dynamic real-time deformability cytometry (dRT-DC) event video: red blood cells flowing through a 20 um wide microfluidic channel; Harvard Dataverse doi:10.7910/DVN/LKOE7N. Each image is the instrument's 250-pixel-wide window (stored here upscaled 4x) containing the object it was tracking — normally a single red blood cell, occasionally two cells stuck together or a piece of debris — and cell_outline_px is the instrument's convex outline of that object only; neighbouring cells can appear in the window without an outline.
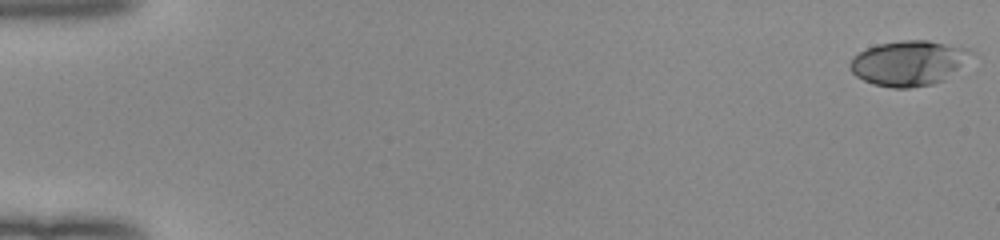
{"species": "human", "species_latin": "Homo sapiens", "temperature_condition": "room temperature", "stored_images_in_passage": 52, "camera_frame_rate_fps": 3000, "um_per_image_px": 0.085, "donor": {"sex": "female"}, "frame": {"image": 1, "passage_image": 1, "time_ms": 0.0, "image_size_px": [1000, 240], "cell_outline_px": [[972, 52], [944, 80], [932, 84], [908, 88], [892, 88], [872, 84], [856, 76], [852, 72], [848, 64], [852, 56], [876, 44], [900, 40], [928, 40], [968, 48]], "centroid_in_image_um": [77.14, 5.35], "position_along_channel_um": 7.9, "area_um2": 31.39}}
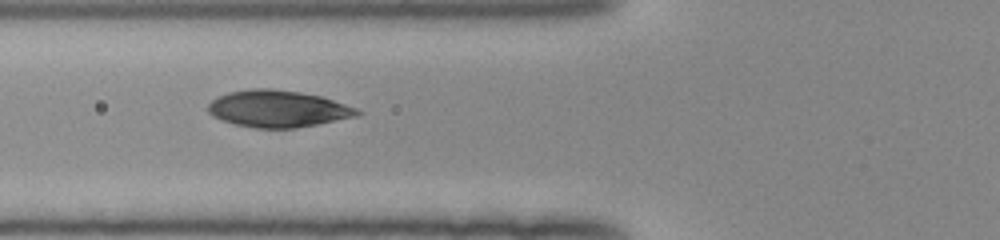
{"frame": {"image": 2, "passage_image": 21, "time_ms": 6.667, "image_size_px": [1000, 240], "cell_outline_px": [[364, 112], [356, 116], [296, 128], [256, 128], [236, 124], [212, 116], [208, 112], [208, 104], [212, 100], [228, 92], [252, 88], [272, 88], [300, 92], [320, 96], [356, 108]], "centroid_in_image_um": [23.6, 9.24], "position_along_channel_um": 102.2, "area_um2": 31.73}}
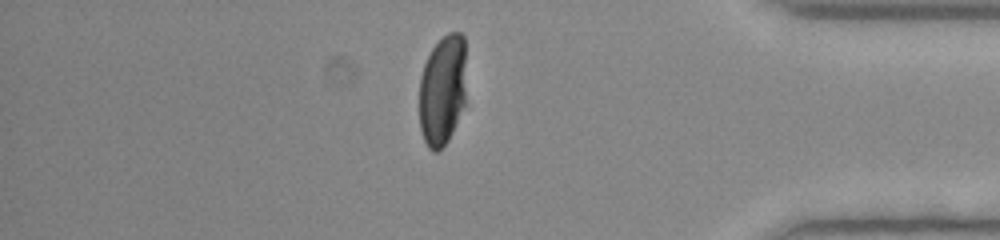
{"frame": {"image": 3, "passage_image": 45, "time_ms": 14.667, "image_size_px": [1000, 240], "cell_outline_px": [[464, 104], [452, 132], [448, 140], [436, 152], [432, 152], [428, 148], [424, 140], [420, 128], [420, 76], [424, 64], [432, 48], [448, 32], [460, 32], [464, 36]], "centroid_in_image_um": [37.59, 7.66], "position_along_channel_um": 397.6, "area_um2": 29.94}}